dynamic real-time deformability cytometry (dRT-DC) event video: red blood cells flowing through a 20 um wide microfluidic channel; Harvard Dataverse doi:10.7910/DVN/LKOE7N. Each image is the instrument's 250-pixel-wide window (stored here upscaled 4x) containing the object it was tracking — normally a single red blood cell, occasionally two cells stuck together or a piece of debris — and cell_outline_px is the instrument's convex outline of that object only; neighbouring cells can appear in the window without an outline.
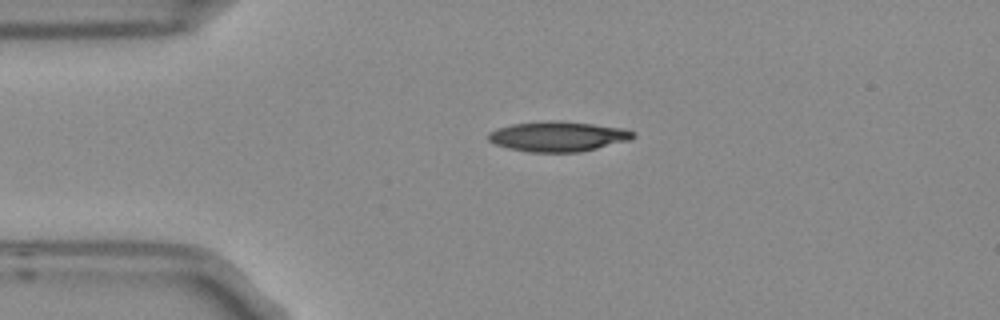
{"species": "Egyptian fruit bat (a non-hibernating species)", "species_latin": "Rousettus aegyptiacus", "temperature_condition": "room temperature", "stored_images_in_passage": 5, "camera_frame_rate_fps": 3000, "um_per_image_px": 0.085, "frame": {"image": 1, "passage_image": 5, "time_ms": 1.333, "image_size_px": [1000, 320], "cell_outline_px": [[636, 136], [628, 140], [580, 152], [528, 152], [508, 148], [496, 144], [488, 140], [488, 132], [496, 128], [512, 124], [592, 124], [628, 128], [636, 132]], "centroid_in_image_um": [47.46, 11.65], "position_along_channel_um": 37.5, "area_um2": 24.22}}